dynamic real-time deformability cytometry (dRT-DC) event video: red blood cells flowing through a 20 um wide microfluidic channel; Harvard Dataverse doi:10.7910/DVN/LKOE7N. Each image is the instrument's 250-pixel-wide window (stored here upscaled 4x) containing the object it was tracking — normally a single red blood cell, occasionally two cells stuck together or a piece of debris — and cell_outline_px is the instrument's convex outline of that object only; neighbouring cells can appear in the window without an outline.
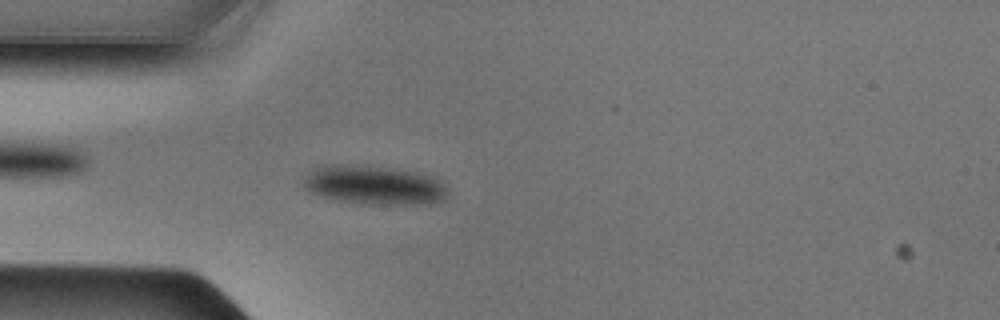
{"species": "Egyptian fruit bat (a non-hibernating species)", "species_latin": "Rousettus aegyptiacus", "temperature_condition": "cold", "stored_images_in_passage": 42, "camera_frame_rate_fps": 3000, "um_per_image_px": 0.085, "animal": {"sex": "male"}, "frame": {"image": 1, "passage_image": 12, "time_ms": 3.667, "image_size_px": [1000, 320], "cell_outline_px": [[448, 196], [444, 200], [432, 204], [368, 204], [336, 200], [320, 196], [304, 188], [300, 184], [304, 176], [312, 168], [320, 164], [368, 164], [396, 168], [436, 176], [444, 184], [448, 192]], "centroid_in_image_um": [31.78, 15.7], "position_along_channel_um": 53.2, "area_um2": 33.99}}
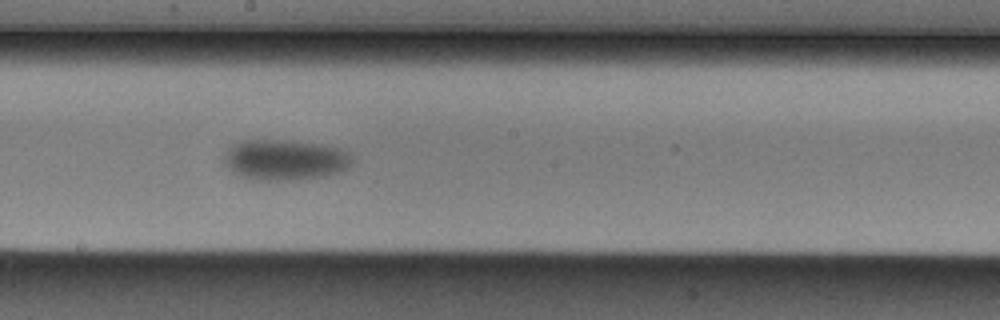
{"frame": {"image": 2, "passage_image": 25, "time_ms": 8.0, "image_size_px": [1000, 320], "cell_outline_px": [[352, 164], [348, 168], [340, 172], [324, 176], [296, 180], [256, 180], [240, 176], [232, 172], [224, 164], [224, 156], [228, 148], [232, 144], [240, 140], [288, 140], [320, 144], [340, 148], [348, 152], [352, 156]], "centroid_in_image_um": [24.21, 13.58], "position_along_channel_um": 224.0, "area_um2": 30.69}}
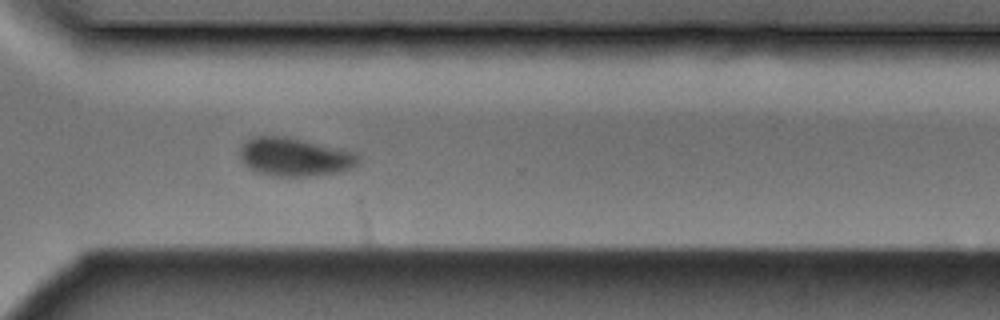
{"frame": {"image": 3, "passage_image": 34, "time_ms": 11.0, "image_size_px": [1000, 320], "cell_outline_px": [[360, 160], [352, 168], [336, 172], [312, 176], [272, 176], [256, 172], [244, 164], [240, 156], [240, 148], [252, 136], [284, 136], [356, 152], [360, 156]], "centroid_in_image_um": [25.04, 13.35], "position_along_channel_um": 345.6, "area_um2": 26.36}}